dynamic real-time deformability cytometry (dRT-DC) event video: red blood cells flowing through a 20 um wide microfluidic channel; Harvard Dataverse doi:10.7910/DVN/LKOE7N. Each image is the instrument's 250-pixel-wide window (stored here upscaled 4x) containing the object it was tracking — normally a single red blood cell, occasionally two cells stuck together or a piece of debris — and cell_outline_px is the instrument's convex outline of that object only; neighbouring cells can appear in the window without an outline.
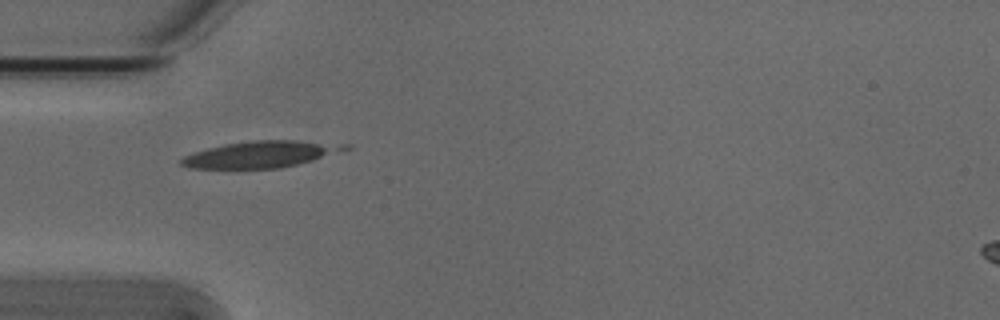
{"species": "Egyptian fruit bat (a non-hibernating species)", "species_latin": "Rousettus aegyptiacus", "temperature_condition": "cold", "stored_images_in_passage": 2, "camera_frame_rate_fps": 3000, "um_per_image_px": 0.085, "animal": {"sex": "male"}, "frame": {"image": 1, "passage_image": 1, "time_ms": 0.0, "image_size_px": [1000, 320], "cell_outline_px": [[352, 148], [344, 152], [296, 164], [276, 168], [188, 168], [180, 164], [180, 160], [184, 156], [192, 152], [224, 144], [252, 140], [296, 140], [352, 144]], "centroid_in_image_um": [22.25, 13.1], "position_along_channel_um": 62.8, "area_um2": 25.49}}